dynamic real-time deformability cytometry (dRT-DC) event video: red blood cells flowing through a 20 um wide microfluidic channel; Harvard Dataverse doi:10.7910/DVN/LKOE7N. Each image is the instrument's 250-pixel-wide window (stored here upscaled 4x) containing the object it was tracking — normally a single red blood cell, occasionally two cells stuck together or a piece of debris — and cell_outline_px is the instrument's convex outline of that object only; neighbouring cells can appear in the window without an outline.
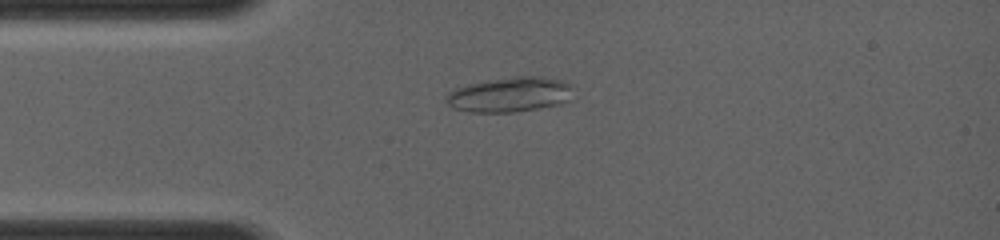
{"species": "common noctule bat (a hibernating species)", "species_latin": "Nyctalus noctula", "temperature_condition": "room temperature", "stored_images_in_passage": 4, "camera_frame_rate_fps": 4000, "um_per_image_px": 0.085, "animal": {"sex": "female", "body_mass_g": 19.0, "forearm_length_mm": 56.7}, "frame": {"image": 1, "passage_image": 3, "time_ms": 1.75, "image_size_px": [1000, 240], "cell_outline_px": [[572, 100], [556, 104], [536, 108], [512, 112], [468, 112], [452, 108], [448, 104], [448, 96], [456, 88], [468, 84], [512, 76], [540, 76], [564, 80], [568, 84]], "centroid_in_image_um": [43.34, 8.03], "position_along_channel_um": 41.7, "area_um2": 25.43}}